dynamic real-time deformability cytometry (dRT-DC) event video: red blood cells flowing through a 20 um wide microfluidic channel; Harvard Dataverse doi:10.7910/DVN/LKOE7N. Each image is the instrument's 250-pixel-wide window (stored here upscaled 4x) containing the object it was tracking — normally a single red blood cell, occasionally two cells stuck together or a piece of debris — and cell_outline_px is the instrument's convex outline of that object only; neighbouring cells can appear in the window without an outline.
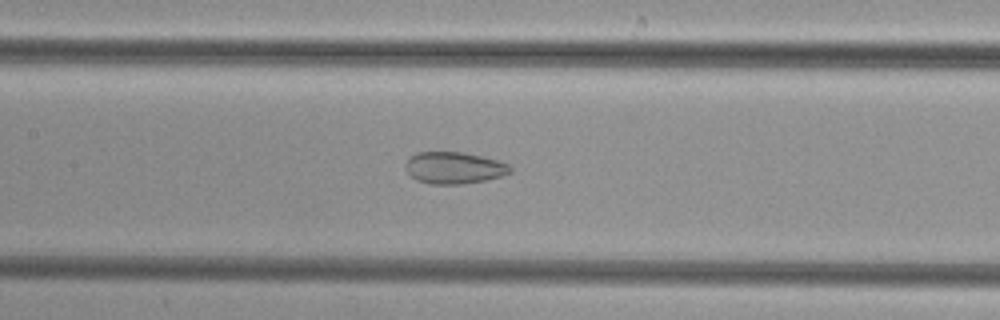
{"species": "common noctule bat (a hibernating species)", "species_latin": "Nyctalus noctula", "temperature_condition": "cold", "stored_images_in_passage": 51, "camera_frame_rate_fps": 3000, "um_per_image_px": 0.085, "animal": {"sex": "female", "body_mass_g": 29.2, "forearm_length_mm": 56.3}, "frame": {"image": 1, "passage_image": 24, "time_ms": 7.667, "image_size_px": [1000, 320], "cell_outline_px": [[512, 172], [504, 176], [484, 180], [460, 184], [432, 184], [416, 180], [404, 168], [404, 164], [408, 156], [416, 152], [460, 152], [484, 156], [500, 160], [508, 164], [512, 168]], "centroid_in_image_um": [38.6, 14.25], "position_along_channel_um": 168.8, "area_um2": 19.71}}
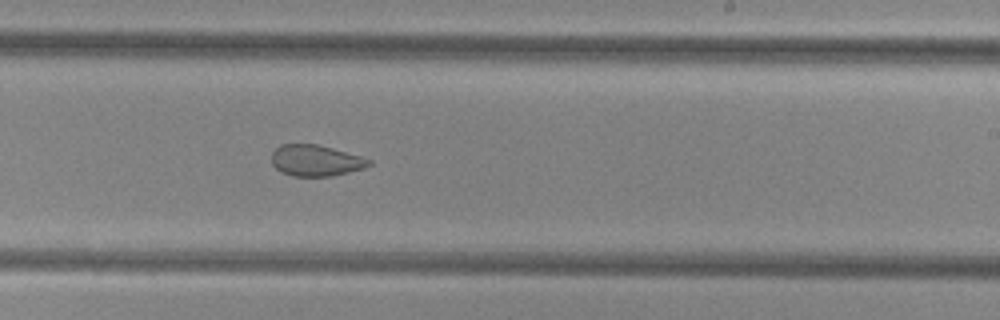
{"frame": {"image": 2, "passage_image": 31, "time_ms": 10.0, "image_size_px": [1000, 320], "cell_outline_px": [[372, 164], [364, 168], [332, 176], [292, 176], [280, 172], [272, 164], [272, 152], [280, 144], [316, 144], [332, 148], [360, 156], [372, 160]], "centroid_in_image_um": [26.82, 13.65], "position_along_channel_um": 262.2, "area_um2": 17.69}}
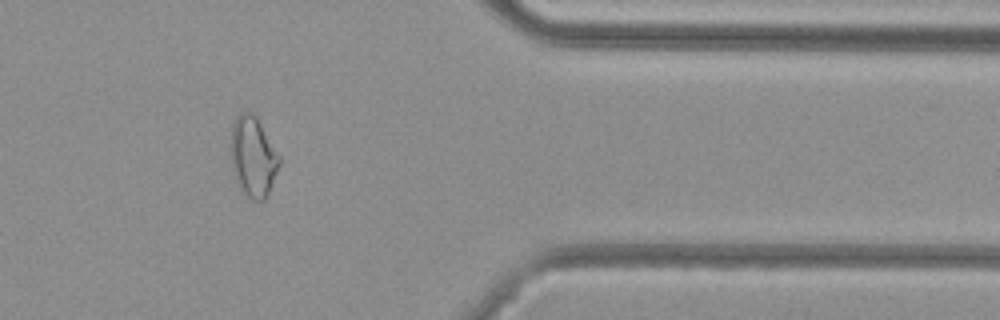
{"frame": {"image": 3, "passage_image": 42, "time_ms": 13.667, "image_size_px": [1000, 320], "cell_outline_px": [[280, 164], [268, 196], [264, 200], [252, 200], [236, 184], [228, 152], [232, 124], [236, 116], [240, 112], [252, 112], [256, 116], [280, 156]], "centroid_in_image_um": [21.47, 13.32], "position_along_channel_um": 389.9, "area_um2": 23.24}}